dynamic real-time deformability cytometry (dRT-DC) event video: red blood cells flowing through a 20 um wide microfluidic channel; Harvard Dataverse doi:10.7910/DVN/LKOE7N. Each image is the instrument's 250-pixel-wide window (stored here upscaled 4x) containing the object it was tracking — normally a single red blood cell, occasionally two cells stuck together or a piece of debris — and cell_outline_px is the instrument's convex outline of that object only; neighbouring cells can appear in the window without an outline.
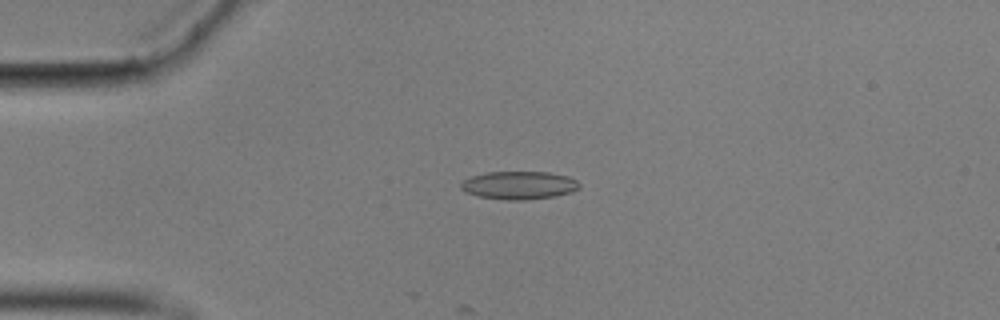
{"species": "common noctule bat (a hibernating species)", "species_latin": "Nyctalus noctula", "temperature_condition": "cold", "stored_images_in_passage": 27, "camera_frame_rate_fps": 3000, "um_per_image_px": 0.085, "animal": {"sex": "male", "body_mass_g": 17.9}, "frame": {"image": 1, "passage_image": 1, "time_ms": 0.0, "image_size_px": [1000, 320], "cell_outline_px": [[580, 188], [572, 192], [556, 196], [524, 200], [504, 200], [476, 196], [464, 192], [460, 188], [460, 184], [464, 180], [472, 176], [484, 172], [548, 172], [568, 176], [576, 180], [580, 184]], "centroid_in_image_um": [44.1, 15.75], "position_along_channel_um": 40.9, "area_um2": 19.59}}
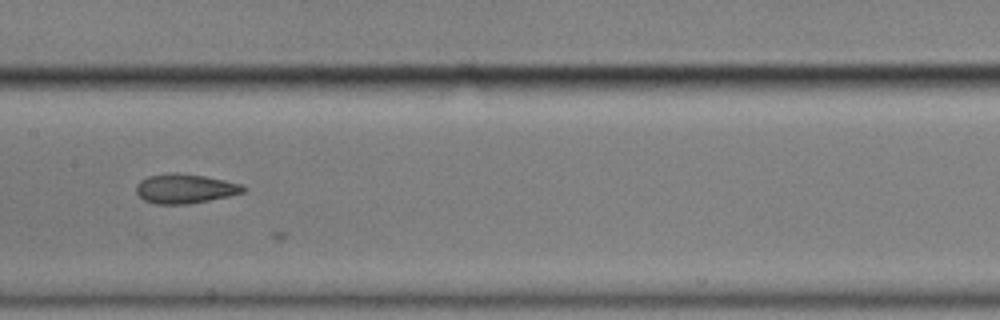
{"frame": {"image": 2, "passage_image": 16, "time_ms": 5.0, "image_size_px": [1000, 320], "cell_outline_px": [[248, 188], [244, 192], [228, 196], [188, 204], [156, 204], [144, 200], [136, 192], [136, 184], [140, 180], [148, 176], [176, 172], [204, 176], [224, 180], [240, 184]], "centroid_in_image_um": [15.71, 16.03], "position_along_channel_um": 191.7, "area_um2": 18.26}}
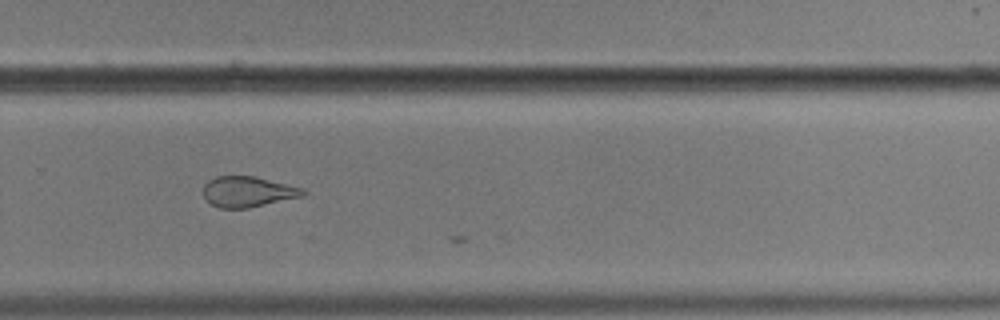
{"frame": {"image": 3, "passage_image": 26, "time_ms": 8.333, "image_size_px": [1000, 320], "cell_outline_px": [[308, 192], [304, 196], [248, 208], [220, 208], [212, 204], [204, 196], [204, 184], [208, 180], [216, 176], [256, 176], [304, 188]], "centroid_in_image_um": [21.11, 16.29], "position_along_channel_um": 308.7, "area_um2": 17.86}}